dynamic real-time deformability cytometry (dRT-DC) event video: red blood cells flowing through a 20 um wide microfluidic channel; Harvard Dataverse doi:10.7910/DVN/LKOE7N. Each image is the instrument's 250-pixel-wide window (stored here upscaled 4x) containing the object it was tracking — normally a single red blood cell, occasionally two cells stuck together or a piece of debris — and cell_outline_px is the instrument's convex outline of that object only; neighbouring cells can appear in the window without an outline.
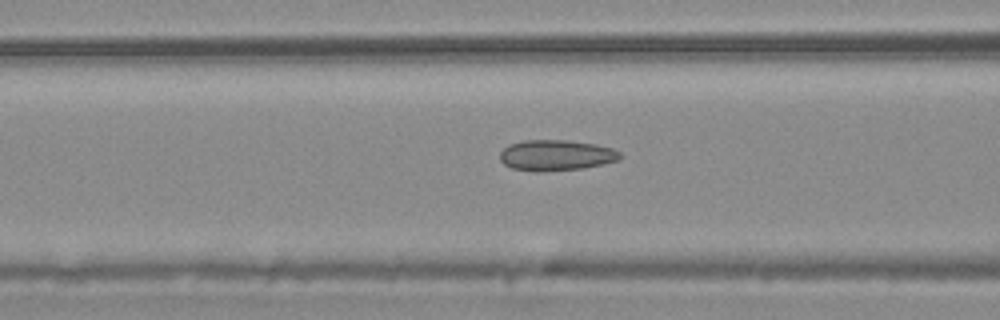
{"species": "common noctule bat (a hibernating species)", "species_latin": "Nyctalus noctula", "temperature_condition": "warm", "stored_images_in_passage": 54, "camera_frame_rate_fps": 3000, "um_per_image_px": 0.085, "animal": {"sex": "male", "body_mass_g": 20.4}, "frame": {"image": 1, "passage_image": 22, "time_ms": 7.0, "image_size_px": [1000, 320], "cell_outline_px": [[624, 156], [616, 160], [604, 164], [584, 168], [540, 172], [536, 172], [512, 168], [504, 164], [500, 160], [500, 152], [508, 144], [524, 140], [568, 140], [596, 144], [612, 148], [620, 152]], "centroid_in_image_um": [47.27, 13.2], "position_along_channel_um": 119.3, "area_um2": 21.73}}
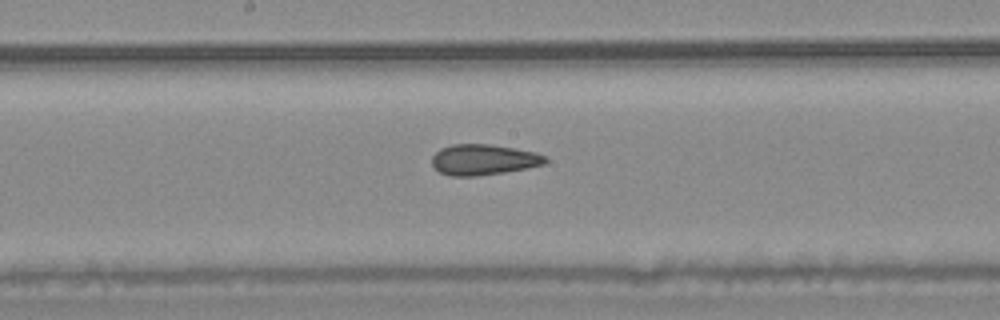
{"frame": {"image": 2, "passage_image": 29, "time_ms": 9.333, "image_size_px": [1000, 320], "cell_outline_px": [[548, 160], [544, 164], [504, 172], [476, 176], [448, 176], [440, 172], [432, 164], [432, 156], [440, 148], [452, 144], [488, 144], [536, 152], [548, 156]], "centroid_in_image_um": [41.09, 13.57], "position_along_channel_um": 207.1, "area_um2": 20.23}}
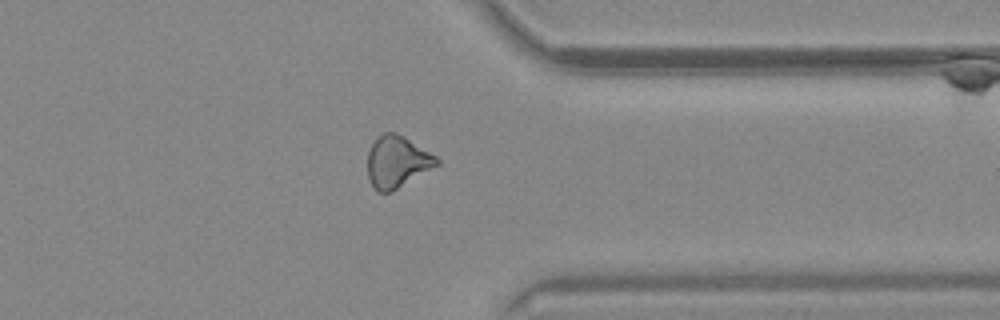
{"frame": {"image": 3, "passage_image": 43, "time_ms": 14.0, "image_size_px": [1000, 320], "cell_outline_px": [[440, 164], [396, 188], [388, 192], [376, 192], [368, 176], [368, 152], [372, 144], [384, 132], [392, 132], [404, 136], [436, 156], [440, 160]], "centroid_in_image_um": [33.75, 13.74], "position_along_channel_um": 377.6, "area_um2": 20.4}, "authors_computed_cell_mechanics": {"area_um2": 21.386, "velocity_mm_per_s": 3.7605, "shape_relaxation_time_tau1_ms": null, "shape_relaxation_time_tau2_ms": 3.2518, "deformation_change_tau1": null, "deformation_change_tau2": 0.1009}}